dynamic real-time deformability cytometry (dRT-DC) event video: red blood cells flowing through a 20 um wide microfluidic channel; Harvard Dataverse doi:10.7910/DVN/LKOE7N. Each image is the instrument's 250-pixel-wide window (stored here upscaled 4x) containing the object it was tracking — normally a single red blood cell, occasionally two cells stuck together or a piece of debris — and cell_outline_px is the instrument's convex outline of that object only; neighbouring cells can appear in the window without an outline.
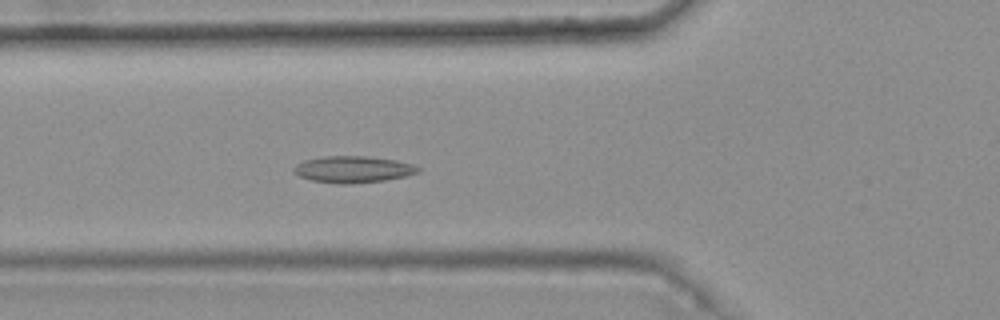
{"species": "common noctule bat (a hibernating species)", "species_latin": "Nyctalus noctula", "temperature_condition": "warm", "stored_images_in_passage": 4, "camera_frame_rate_fps": 3000, "um_per_image_px": 0.085, "animal": {"sex": "female", "body_mass_g": 25.1}, "frame": {"image": 1, "passage_image": 4, "time_ms": 1.0, "image_size_px": [1000, 320], "cell_outline_px": [[420, 172], [404, 176], [384, 180], [352, 184], [336, 184], [312, 180], [300, 176], [292, 168], [296, 164], [304, 160], [324, 156], [364, 156], [396, 160], [412, 164], [420, 168]], "centroid_in_image_um": [30.0, 14.39], "position_along_channel_um": 95.8, "area_um2": 19.19}}